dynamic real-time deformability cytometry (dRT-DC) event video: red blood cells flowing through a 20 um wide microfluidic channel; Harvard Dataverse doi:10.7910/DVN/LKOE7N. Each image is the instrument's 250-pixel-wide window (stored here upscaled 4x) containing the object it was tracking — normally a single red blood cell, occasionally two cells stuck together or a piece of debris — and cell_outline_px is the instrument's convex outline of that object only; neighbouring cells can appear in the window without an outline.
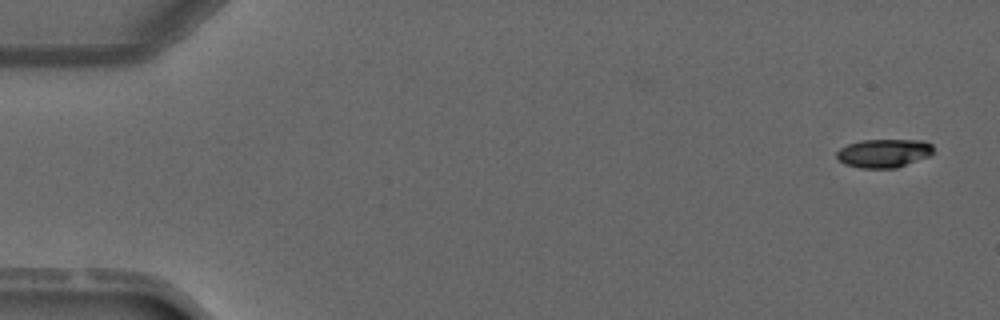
{"species": "common noctule bat (a hibernating species)", "species_latin": "Nyctalus noctula", "temperature_condition": "warm", "stored_images_in_passage": 4, "camera_frame_rate_fps": 3000, "um_per_image_px": 0.085, "animal": {"sex": "male", "forearm_length_mm": 52.5}, "frame": {"image": 1, "passage_image": 1, "time_ms": 0.0, "image_size_px": [1000, 320], "cell_outline_px": [[932, 152], [928, 156], [896, 168], [860, 168], [844, 164], [836, 156], [836, 152], [840, 148], [848, 144], [860, 140], [924, 140], [932, 144]], "centroid_in_image_um": [75.09, 13.02], "position_along_channel_um": 9.9, "area_um2": 16.01}}
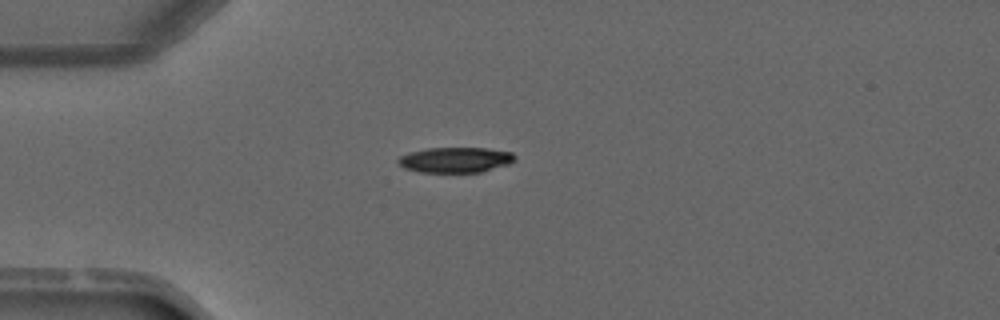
{"frame": {"image": 2, "passage_image": 4, "time_ms": 3.333, "image_size_px": [1000, 320], "cell_outline_px": [[516, 160], [508, 164], [480, 172], [420, 172], [404, 168], [396, 160], [400, 156], [408, 152], [428, 148], [488, 148], [512, 152], [516, 156]], "centroid_in_image_um": [38.71, 13.58], "position_along_channel_um": 46.3, "area_um2": 17.28}}